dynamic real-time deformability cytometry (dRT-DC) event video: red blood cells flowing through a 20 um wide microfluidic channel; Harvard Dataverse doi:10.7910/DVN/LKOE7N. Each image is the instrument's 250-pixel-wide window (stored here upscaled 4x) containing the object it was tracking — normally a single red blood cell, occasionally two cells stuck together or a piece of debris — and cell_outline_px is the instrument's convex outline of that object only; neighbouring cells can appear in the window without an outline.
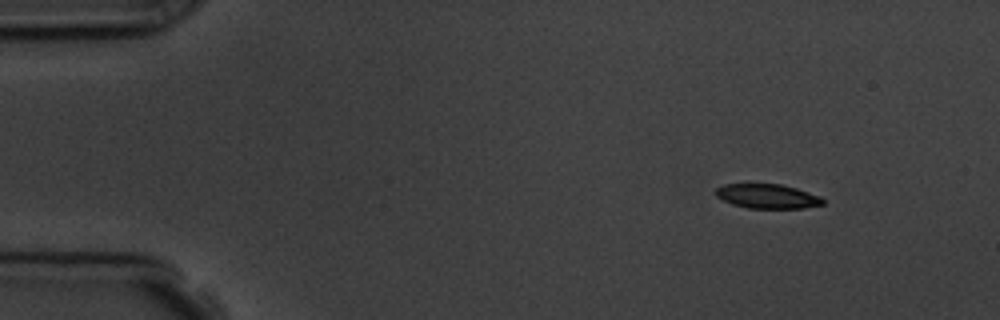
{"species": "common noctule bat (a hibernating species)", "species_latin": "Nyctalus noctula", "temperature_condition": "room temperature", "stored_images_in_passage": 11, "camera_frame_rate_fps": 3000, "um_per_image_px": 0.085, "animal": {"sex": "male", "body_mass_g": 19.5, "forearm_length_mm": 54.6}, "frame": {"image": 1, "passage_image": 2, "time_ms": 1.0, "image_size_px": [1000, 320], "cell_outline_px": [[824, 204], [804, 208], [748, 208], [732, 204], [716, 196], [716, 188], [724, 184], [780, 184], [796, 188], [820, 196], [824, 200]], "centroid_in_image_um": [65.24, 16.68], "position_along_channel_um": 19.8, "area_um2": 15.14}}
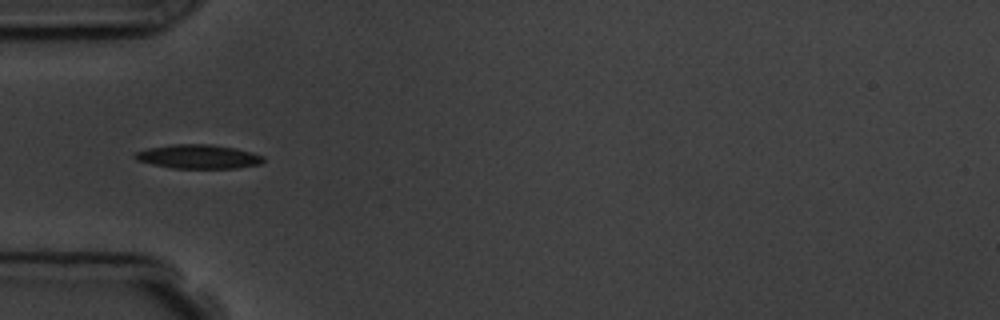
{"frame": {"image": 2, "passage_image": 5, "time_ms": 4.667, "image_size_px": [1000, 320], "cell_outline_px": [[264, 160], [260, 164], [236, 168], [172, 168], [152, 164], [136, 160], [132, 156], [136, 152], [148, 148], [172, 144], [212, 144], [236, 148], [252, 152], [264, 156]], "centroid_in_image_um": [16.86, 13.31], "position_along_channel_um": 68.1, "area_um2": 18.03}}
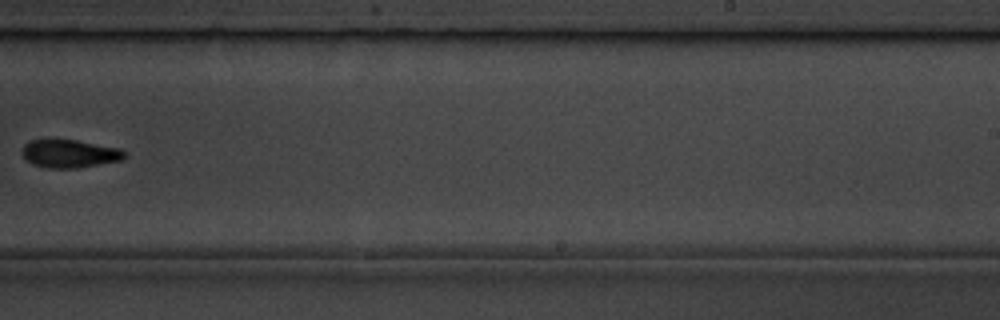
{"frame": {"image": 3, "passage_image": 10, "time_ms": 10.333, "image_size_px": [1000, 320], "cell_outline_px": [[128, 156], [120, 160], [76, 168], [48, 168], [32, 164], [24, 156], [24, 144], [28, 140], [76, 140], [120, 148], [128, 152]], "centroid_in_image_um": [5.97, 13.06], "position_along_channel_um": 283.0, "area_um2": 16.59}}